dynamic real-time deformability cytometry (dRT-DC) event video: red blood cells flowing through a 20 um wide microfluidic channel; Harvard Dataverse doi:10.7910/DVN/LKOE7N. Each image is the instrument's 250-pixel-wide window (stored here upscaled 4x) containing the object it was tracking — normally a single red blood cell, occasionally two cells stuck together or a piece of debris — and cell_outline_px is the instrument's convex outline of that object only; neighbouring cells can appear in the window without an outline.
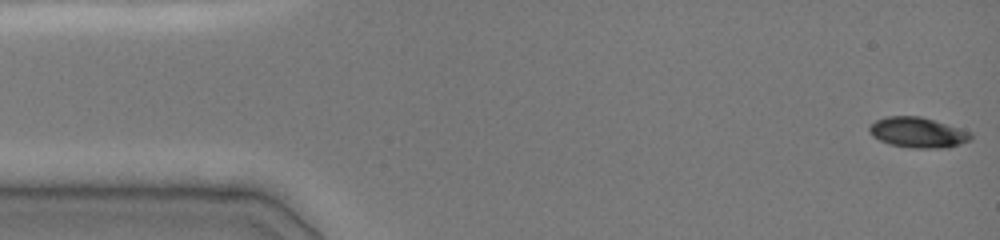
{"species": "common noctule bat (a hibernating species)", "species_latin": "Nyctalus noctula", "temperature_condition": "cold", "stored_images_in_passage": 88, "camera_frame_rate_fps": 3000, "um_per_image_px": 0.085, "animal": {"sex": "female", "body_mass_g": 19.0, "forearm_length_mm": 51.5}, "frame": {"image": 1, "passage_image": 1, "time_ms": 0.0, "image_size_px": [1000, 240], "cell_outline_px": [[972, 140], [948, 148], [912, 148], [888, 144], [872, 136], [868, 132], [868, 128], [876, 120], [884, 116], [920, 116], [972, 132]], "centroid_in_image_um": [78.01, 11.27], "position_along_channel_um": 7.0, "area_um2": 18.09}}
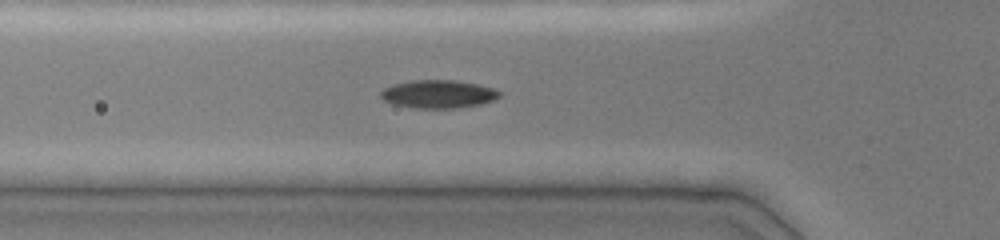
{"frame": {"image": 2, "passage_image": 33, "time_ms": 5.0, "image_size_px": [1000, 240], "cell_outline_px": [[500, 96], [492, 100], [480, 104], [456, 108], [412, 108], [396, 104], [384, 100], [380, 96], [380, 92], [384, 88], [396, 84], [412, 80], [452, 80], [476, 84], [492, 88], [500, 92]], "centroid_in_image_um": [37.24, 8.0], "position_along_channel_um": 88.6, "area_um2": 19.13}}
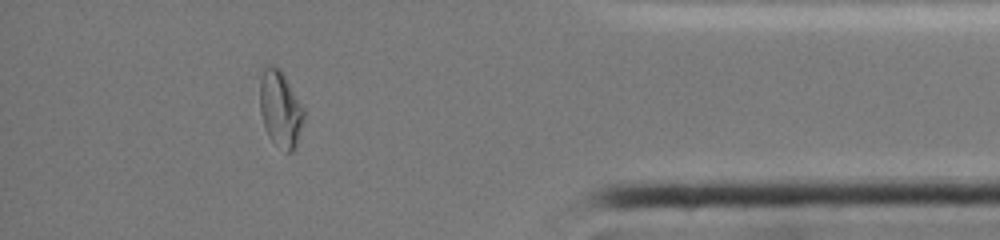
{"frame": {"image": 3, "passage_image": 78, "time_ms": 13.667, "image_size_px": [1000, 240], "cell_outline_px": [[304, 120], [296, 148], [292, 152], [284, 152], [268, 136], [260, 112], [260, 80], [264, 64], [272, 64], [280, 68], [304, 108]], "centroid_in_image_um": [23.83, 9.25], "position_along_channel_um": 411.4, "area_um2": 19.83}, "authors_computed_cell_mechanics": {"area_um2": 18.5538, "velocity_mm_per_s": 4.0044, "shape_relaxation_time_tau1_ms": 6.6123, "shape_relaxation_time_tau2_ms": 2.6364, "deformation_change_tau1": 0.1942, "deformation_change_tau2": 0.0483}}